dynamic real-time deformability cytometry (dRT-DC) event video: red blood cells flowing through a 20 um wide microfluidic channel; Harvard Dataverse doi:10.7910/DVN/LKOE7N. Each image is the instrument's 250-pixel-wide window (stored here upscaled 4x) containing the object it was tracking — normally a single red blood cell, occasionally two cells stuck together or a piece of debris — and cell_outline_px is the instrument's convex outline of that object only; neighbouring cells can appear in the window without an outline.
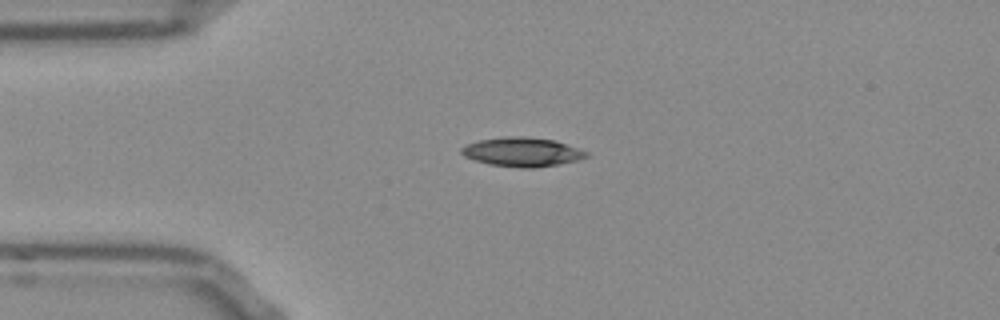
{"species": "Egyptian fruit bat (a non-hibernating species)", "species_latin": "Rousettus aegyptiacus", "temperature_condition": "room temperature", "stored_images_in_passage": 47, "camera_frame_rate_fps": 3000, "um_per_image_px": 0.085, "frame": {"image": 1, "passage_image": 11, "time_ms": 3.333, "image_size_px": [1000, 320], "cell_outline_px": [[588, 156], [576, 160], [556, 164], [532, 168], [520, 168], [492, 164], [476, 160], [464, 156], [460, 152], [460, 148], [468, 144], [480, 140], [504, 136], [524, 136], [556, 140], [588, 152]], "centroid_in_image_um": [44.37, 12.9], "position_along_channel_um": 40.6, "area_um2": 20.92}}
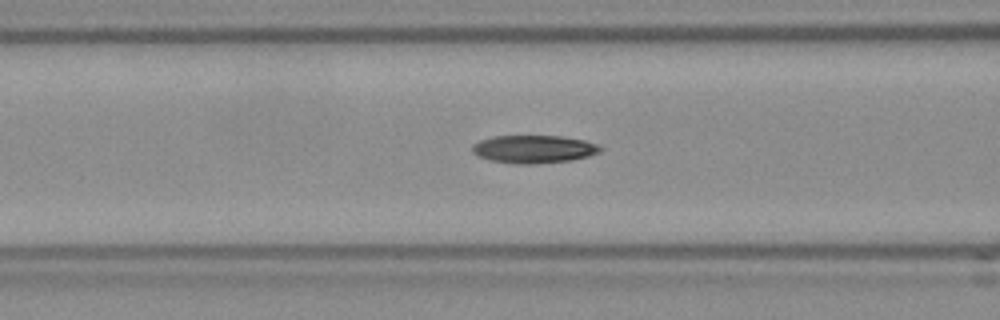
{"frame": {"image": 2, "passage_image": 19, "time_ms": 6.0, "image_size_px": [1000, 320], "cell_outline_px": [[604, 148], [600, 152], [588, 156], [572, 160], [532, 164], [512, 164], [492, 160], [480, 156], [472, 152], [472, 144], [480, 140], [492, 136], [564, 136], [584, 140], [596, 144]], "centroid_in_image_um": [45.38, 12.67], "position_along_channel_um": 121.2, "area_um2": 20.87}}
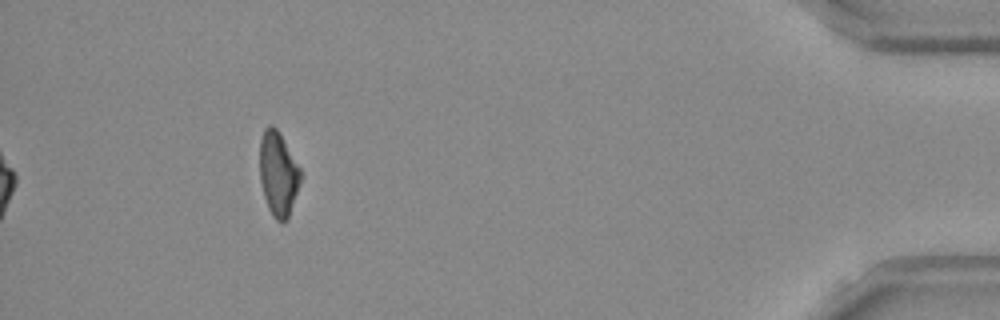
{"frame": {"image": 3, "passage_image": 47, "time_ms": 15.333, "image_size_px": [1000, 320], "cell_outline_px": [[300, 180], [288, 220], [276, 220], [272, 216], [268, 208], [264, 196], [260, 180], [260, 140], [264, 128], [268, 124], [272, 124], [280, 132], [300, 168]], "centroid_in_image_um": [23.63, 14.73], "position_along_channel_um": 411.6, "area_um2": 19.94}, "authors_computed_cell_mechanics": {"area_um2": 20.4612, "velocity_mm_per_s": 3.8138, "shape_relaxation_time_tau1_ms": 3.4205, "shape_relaxation_time_tau2_ms": 4.5271, "deformation_change_tau1": 0.1534, "deformation_change_tau2": 0.113}}